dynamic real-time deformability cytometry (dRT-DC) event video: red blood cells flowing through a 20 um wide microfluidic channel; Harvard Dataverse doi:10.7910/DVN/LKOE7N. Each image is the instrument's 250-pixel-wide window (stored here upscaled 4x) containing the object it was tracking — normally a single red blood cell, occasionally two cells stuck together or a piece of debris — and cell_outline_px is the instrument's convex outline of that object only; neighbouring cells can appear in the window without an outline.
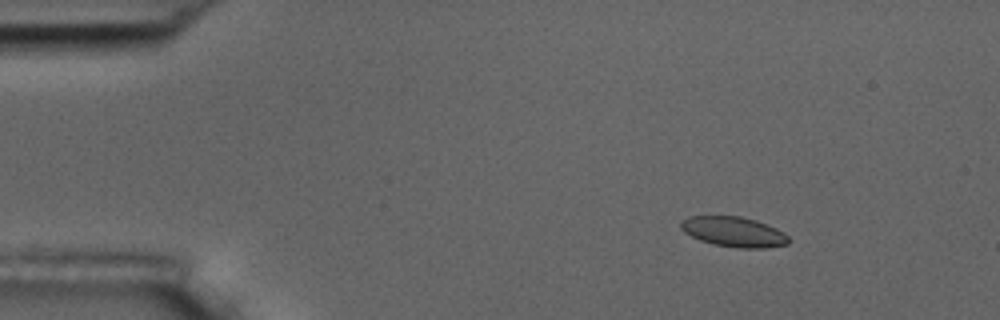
{"species": "common noctule bat (a hibernating species)", "species_latin": "Nyctalus noctula", "temperature_condition": "room temperature", "stored_images_in_passage": 6, "camera_frame_rate_fps": 3000, "um_per_image_px": 0.085, "animal": {"sex": "male", "body_mass_g": 17.5, "forearm_length_mm": 52.3}, "frame": {"image": 1, "passage_image": 2, "time_ms": 1.0, "image_size_px": [1000, 320], "cell_outline_px": [[792, 240], [788, 244], [768, 248], [736, 248], [712, 244], [700, 240], [684, 232], [680, 228], [680, 220], [688, 216], [740, 216], [756, 220], [776, 228], [784, 232]], "centroid_in_image_um": [62.38, 19.71], "position_along_channel_um": 22.6, "area_um2": 19.19}}
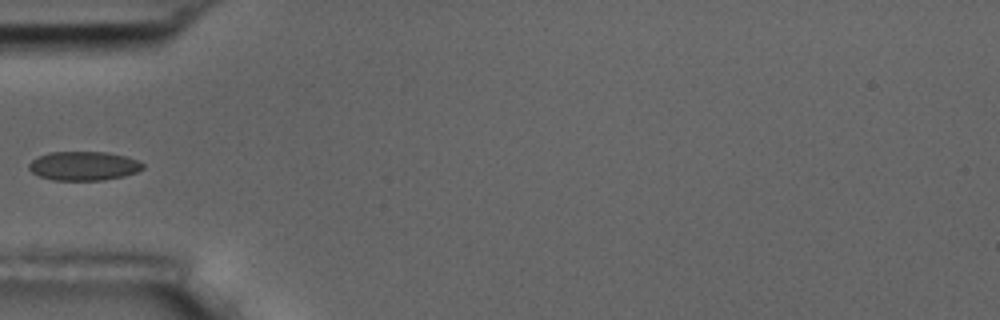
{"frame": {"image": 2, "passage_image": 5, "time_ms": 4.667, "image_size_px": [1000, 320], "cell_outline_px": [[144, 168], [136, 172], [124, 176], [100, 180], [52, 180], [40, 176], [32, 172], [28, 168], [28, 164], [36, 156], [48, 152], [108, 152], [124, 156], [136, 160], [144, 164]], "centroid_in_image_um": [7.08, 14.1], "position_along_channel_um": 77.9, "area_um2": 19.25}}